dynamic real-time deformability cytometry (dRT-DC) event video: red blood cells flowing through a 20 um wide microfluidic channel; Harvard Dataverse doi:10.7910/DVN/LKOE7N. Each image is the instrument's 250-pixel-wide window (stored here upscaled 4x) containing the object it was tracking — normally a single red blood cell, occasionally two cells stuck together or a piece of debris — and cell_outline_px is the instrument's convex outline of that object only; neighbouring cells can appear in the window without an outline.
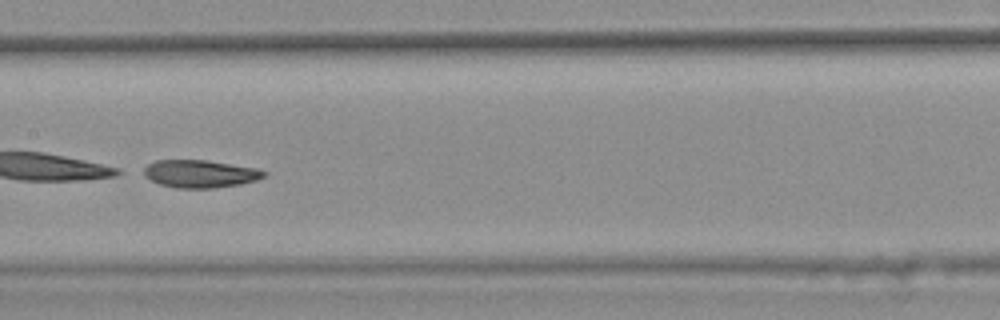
{"species": "common noctule bat (a hibernating species)", "species_latin": "Nyctalus noctula", "temperature_condition": "warm", "stored_images_in_passage": 45, "camera_frame_rate_fps": 3000, "um_per_image_px": 0.085, "animal": {"sex": "female", "body_mass_g": 25.1}, "frame": {"image": 1, "passage_image": 26, "time_ms": 8.333, "image_size_px": [1000, 320], "cell_outline_px": [[268, 172], [264, 176], [256, 180], [240, 184], [212, 188], [176, 188], [160, 184], [144, 176], [144, 168], [148, 164], [156, 160], [208, 160], [256, 168]], "centroid_in_image_um": [17.01, 14.76], "position_along_channel_um": 190.4, "area_um2": 19.31}}